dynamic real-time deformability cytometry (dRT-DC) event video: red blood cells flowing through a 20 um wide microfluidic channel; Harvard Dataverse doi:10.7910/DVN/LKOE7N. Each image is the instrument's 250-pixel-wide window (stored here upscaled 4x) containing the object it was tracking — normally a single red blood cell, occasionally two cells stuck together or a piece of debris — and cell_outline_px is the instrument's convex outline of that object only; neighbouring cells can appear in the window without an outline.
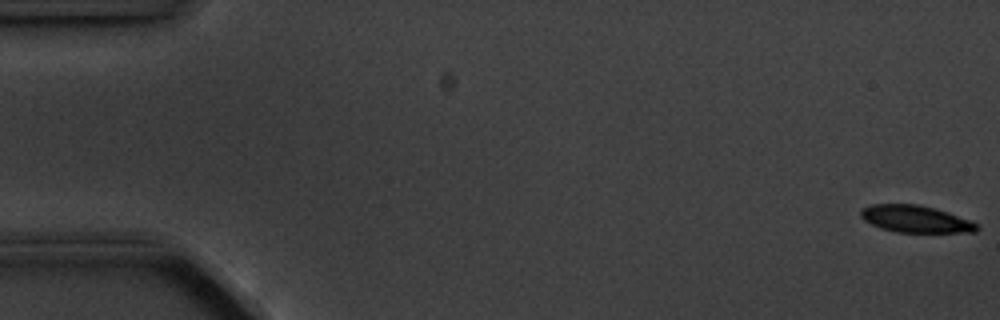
{"species": "common noctule bat (a hibernating species)", "species_latin": "Nyctalus noctula", "temperature_condition": "cold", "stored_images_in_passage": 6, "camera_frame_rate_fps": 3000, "um_per_image_px": 0.085, "animal": {"sex": "male", "body_mass_g": 20.1, "forearm_length_mm": 53.5}, "frame": {"image": 1, "passage_image": 1, "time_ms": 0.0, "image_size_px": [1000, 320], "cell_outline_px": [[980, 228], [976, 232], [896, 232], [880, 228], [864, 220], [860, 216], [860, 208], [872, 204], [916, 204], [948, 212], [972, 220]], "centroid_in_image_um": [77.81, 18.61], "position_along_channel_um": 7.2, "area_um2": 18.32}}
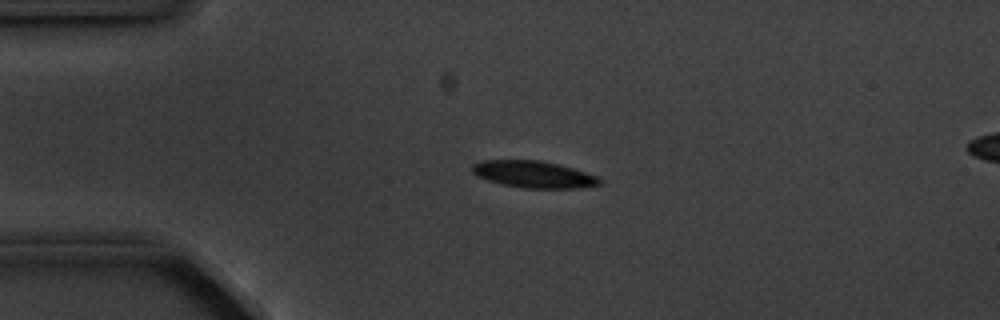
{"frame": {"image": 2, "passage_image": 4, "time_ms": 4.0, "image_size_px": [1000, 320], "cell_outline_px": [[604, 184], [580, 188], [524, 188], [504, 184], [488, 180], [476, 176], [472, 172], [472, 164], [484, 160], [540, 160], [572, 168], [596, 176], [604, 180]], "centroid_in_image_um": [45.38, 14.82], "position_along_channel_um": 39.6, "area_um2": 19.88}}